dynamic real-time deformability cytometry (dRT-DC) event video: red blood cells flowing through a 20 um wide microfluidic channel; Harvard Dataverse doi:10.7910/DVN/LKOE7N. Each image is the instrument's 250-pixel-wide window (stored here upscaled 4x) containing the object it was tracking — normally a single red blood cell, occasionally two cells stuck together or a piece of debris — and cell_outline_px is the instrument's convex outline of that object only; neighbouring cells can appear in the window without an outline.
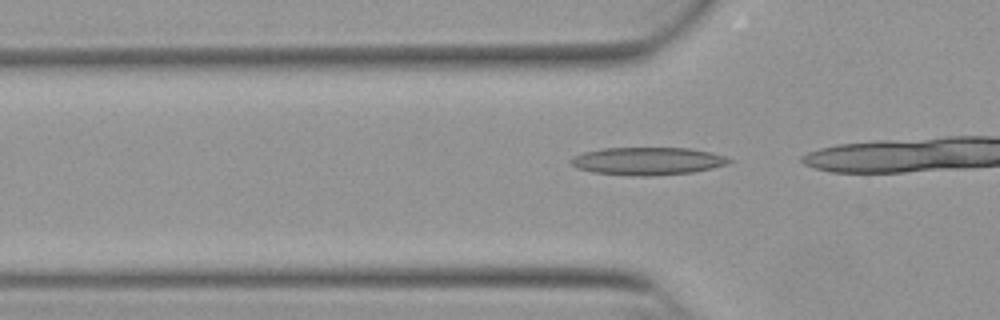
{"species": "Egyptian fruit bat (a non-hibernating species)", "species_latin": "Rousettus aegyptiacus", "temperature_condition": "warm", "stored_images_in_passage": 13, "camera_frame_rate_fps": 3000, "um_per_image_px": 0.085, "animal": {"sex": "female"}, "frame": {"image": 1, "passage_image": 10, "time_ms": 3.0, "image_size_px": [1000, 320], "cell_outline_px": [[732, 160], [728, 164], [712, 168], [692, 172], [652, 176], [632, 176], [592, 172], [576, 168], [568, 160], [572, 156], [584, 152], [604, 148], [692, 148], [712, 152], [724, 156]], "centroid_in_image_um": [55.02, 13.69], "position_along_channel_um": 70.8, "area_um2": 25.72}}